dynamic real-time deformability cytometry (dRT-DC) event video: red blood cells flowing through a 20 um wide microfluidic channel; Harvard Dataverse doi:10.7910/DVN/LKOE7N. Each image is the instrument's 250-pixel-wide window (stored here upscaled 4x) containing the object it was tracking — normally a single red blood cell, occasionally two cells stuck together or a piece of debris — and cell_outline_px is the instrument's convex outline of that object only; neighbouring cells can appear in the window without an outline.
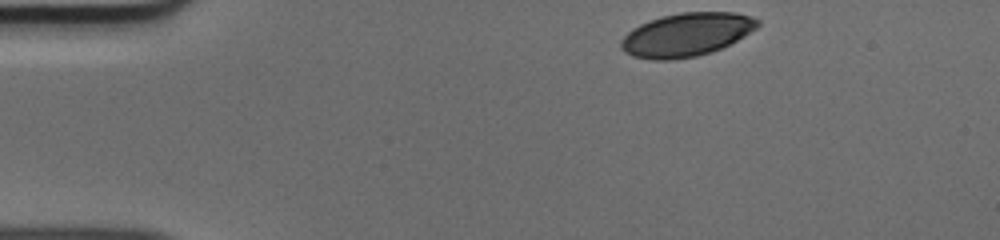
{"species": "human", "species_latin": "Homo sapiens", "temperature_condition": "cold", "stored_images_in_passage": 43, "camera_frame_rate_fps": 3000, "um_per_image_px": 0.085, "donor": {"sex": "male"}, "frame": {"image": 1, "passage_image": 1, "time_ms": 0.0, "image_size_px": [1000, 240], "cell_outline_px": [[760, 24], [756, 28], [744, 36], [712, 52], [696, 56], [672, 60], [652, 60], [632, 56], [624, 52], [620, 48], [620, 40], [632, 28], [648, 20], [660, 16], [680, 12], [736, 12], [752, 16], [760, 20]], "centroid_in_image_um": [58.32, 2.94], "position_along_channel_um": 26.7, "area_um2": 34.8}}
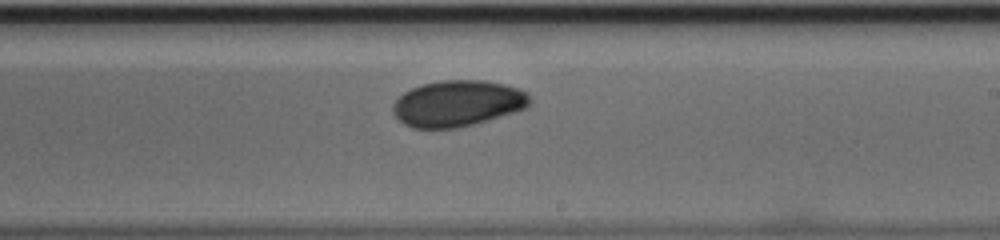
{"frame": {"image": 2, "passage_image": 23, "time_ms": 7.333, "image_size_px": [1000, 240], "cell_outline_px": [[532, 104], [528, 108], [472, 124], [456, 128], [412, 128], [404, 124], [392, 112], [392, 104], [404, 92], [420, 84], [444, 80], [484, 80], [504, 84], [520, 88], [528, 92], [532, 100]], "centroid_in_image_um": [38.93, 8.78], "position_along_channel_um": 250.1, "area_um2": 36.99}}
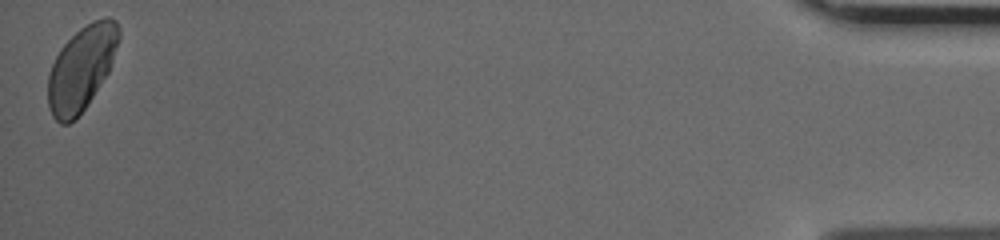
{"frame": {"image": 3, "passage_image": 43, "time_ms": 14.0, "image_size_px": [1000, 240], "cell_outline_px": [[120, 36], [108, 72], [76, 120], [68, 124], [60, 124], [52, 116], [48, 104], [48, 76], [52, 64], [60, 48], [80, 28], [92, 20], [108, 16], [116, 20], [120, 28]], "centroid_in_image_um": [6.91, 5.79], "position_along_channel_um": 428.3, "area_um2": 34.56}}